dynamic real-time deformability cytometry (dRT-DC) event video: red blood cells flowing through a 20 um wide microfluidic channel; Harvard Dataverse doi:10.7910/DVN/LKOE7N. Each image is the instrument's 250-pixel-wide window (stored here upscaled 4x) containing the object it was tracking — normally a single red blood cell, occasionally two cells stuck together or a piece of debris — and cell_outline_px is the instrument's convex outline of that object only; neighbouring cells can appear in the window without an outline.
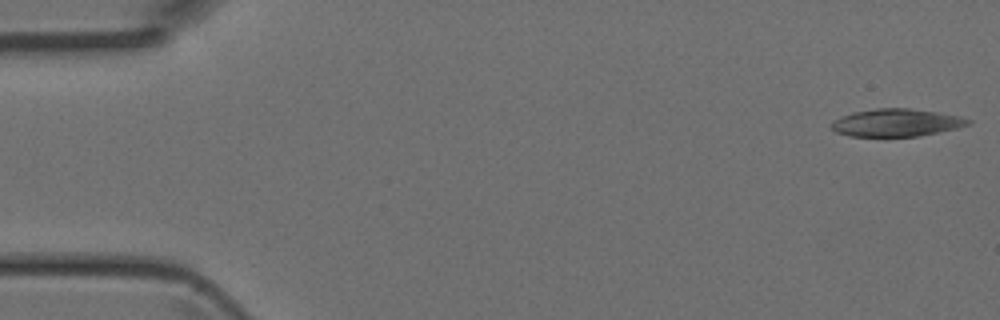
{"species": "Egyptian fruit bat (a non-hibernating species)", "species_latin": "Rousettus aegyptiacus", "temperature_condition": "room temperature", "stored_images_in_passage": 6, "camera_frame_rate_fps": 3000, "um_per_image_px": 0.085, "animal": {"sex": "female"}, "frame": {"image": 1, "passage_image": 1, "time_ms": 0.0, "image_size_px": [1000, 320], "cell_outline_px": [[972, 124], [956, 128], [920, 136], [848, 136], [836, 132], [832, 128], [832, 120], [840, 116], [852, 112], [876, 108], [908, 108], [936, 112], [960, 116], [972, 120]], "centroid_in_image_um": [76.18, 10.42], "position_along_channel_um": 8.8, "area_um2": 22.02}}
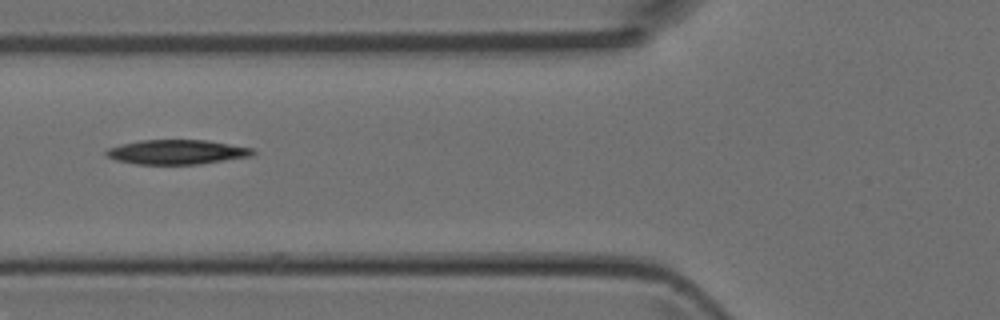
{"frame": {"image": 2, "passage_image": 5, "time_ms": 1.333, "image_size_px": [1000, 320], "cell_outline_px": [[256, 152], [252, 156], [196, 164], [136, 164], [116, 160], [108, 156], [104, 152], [108, 148], [120, 144], [140, 140], [208, 140], [252, 148]], "centroid_in_image_um": [15.02, 12.91], "position_along_channel_um": 110.8, "area_um2": 20.87}}